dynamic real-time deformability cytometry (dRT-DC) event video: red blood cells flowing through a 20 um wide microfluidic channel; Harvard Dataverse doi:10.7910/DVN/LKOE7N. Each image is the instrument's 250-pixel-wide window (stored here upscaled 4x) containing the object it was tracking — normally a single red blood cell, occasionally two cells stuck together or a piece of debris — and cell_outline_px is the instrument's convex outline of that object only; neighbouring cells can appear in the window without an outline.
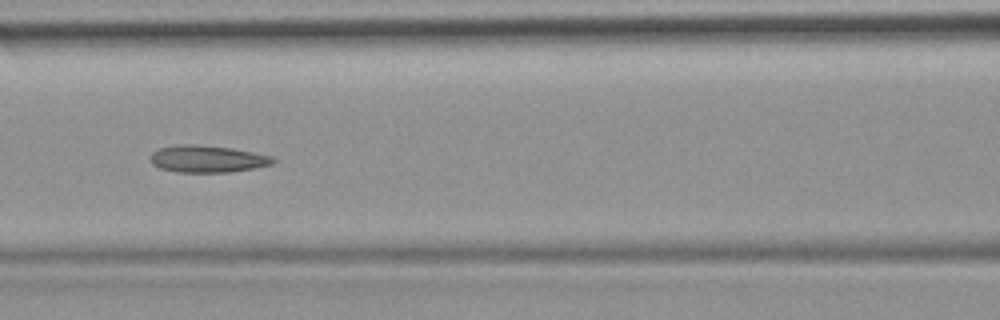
{"species": "common noctule bat (a hibernating species)", "species_latin": "Nyctalus noctula", "temperature_condition": "room temperature", "stored_images_in_passage": 52, "camera_frame_rate_fps": 3000, "um_per_image_px": 0.085, "animal": {"sex": "female", "body_mass_g": 19.9}, "frame": {"image": 1, "passage_image": 23, "time_ms": 7.333, "image_size_px": [1000, 320], "cell_outline_px": [[276, 160], [272, 164], [256, 168], [228, 172], [176, 172], [160, 168], [152, 164], [152, 152], [160, 148], [176, 144], [196, 144], [232, 148], [272, 156]], "centroid_in_image_um": [17.64, 13.5], "position_along_channel_um": 149.0, "area_um2": 19.31}, "authors_computed_cell_mechanics": {"area_um2": 19.7676, "velocity_mm_per_s": 3.9451, "shape_relaxation_time_tau1_ms": null, "shape_relaxation_time_tau2_ms": 3.3002, "deformation_change_tau1": null, "deformation_change_tau2": 0.1151}}